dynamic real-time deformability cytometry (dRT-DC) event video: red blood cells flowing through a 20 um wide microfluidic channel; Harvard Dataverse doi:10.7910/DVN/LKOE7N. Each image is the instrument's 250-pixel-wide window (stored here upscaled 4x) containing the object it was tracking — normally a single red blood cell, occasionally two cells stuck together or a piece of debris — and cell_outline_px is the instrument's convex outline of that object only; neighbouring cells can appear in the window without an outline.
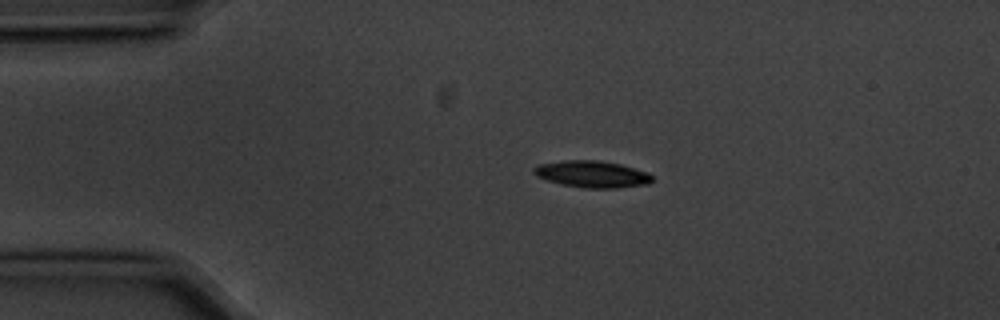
{"species": "common noctule bat (a hibernating species)", "species_latin": "Nyctalus noctula", "temperature_condition": "cold", "stored_images_in_passage": 4, "camera_frame_rate_fps": 3000, "um_per_image_px": 0.085, "animal": {"sex": "male", "body_mass_g": 20.1, "forearm_length_mm": 53.5}, "frame": {"image": 1, "passage_image": 3, "time_ms": 0.667, "image_size_px": [1000, 320], "cell_outline_px": [[652, 180], [648, 184], [620, 188], [584, 188], [560, 184], [536, 176], [532, 172], [532, 168], [540, 164], [560, 160], [596, 160], [620, 164], [648, 172], [652, 176]], "centroid_in_image_um": [50.31, 14.8], "position_along_channel_um": 34.7, "area_um2": 18.55}}